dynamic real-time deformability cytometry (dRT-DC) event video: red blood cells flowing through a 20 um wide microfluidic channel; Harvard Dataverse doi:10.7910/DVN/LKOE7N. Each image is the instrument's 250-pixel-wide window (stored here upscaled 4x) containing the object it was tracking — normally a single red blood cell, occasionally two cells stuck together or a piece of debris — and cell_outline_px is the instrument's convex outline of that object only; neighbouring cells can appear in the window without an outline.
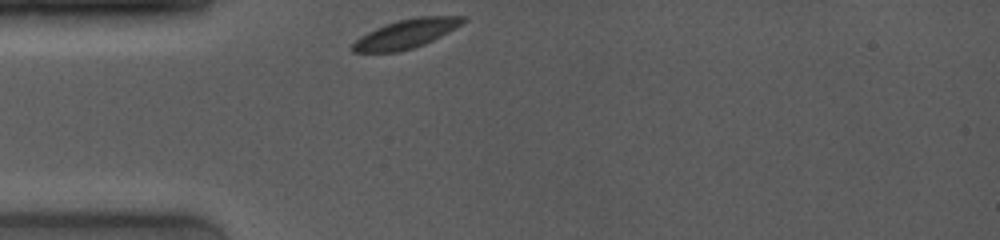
{"species": "common noctule bat (a hibernating species)", "species_latin": "Nyctalus noctula", "temperature_condition": "room temperature", "stored_images_in_passage": 6, "camera_frame_rate_fps": 4000, "um_per_image_px": 0.085, "animal": {"sex": "female", "body_mass_g": 19.0, "forearm_length_mm": 53.3}, "frame": {"image": 1, "passage_image": 1, "time_ms": 0.0, "image_size_px": [1000, 240], "cell_outline_px": [[468, 20], [440, 36], [424, 44], [412, 48], [396, 52], [352, 52], [352, 44], [360, 36], [384, 24], [396, 20], [420, 16], [464, 16]], "centroid_in_image_um": [34.5, 2.86], "position_along_channel_um": 50.5, "area_um2": 18.44}}